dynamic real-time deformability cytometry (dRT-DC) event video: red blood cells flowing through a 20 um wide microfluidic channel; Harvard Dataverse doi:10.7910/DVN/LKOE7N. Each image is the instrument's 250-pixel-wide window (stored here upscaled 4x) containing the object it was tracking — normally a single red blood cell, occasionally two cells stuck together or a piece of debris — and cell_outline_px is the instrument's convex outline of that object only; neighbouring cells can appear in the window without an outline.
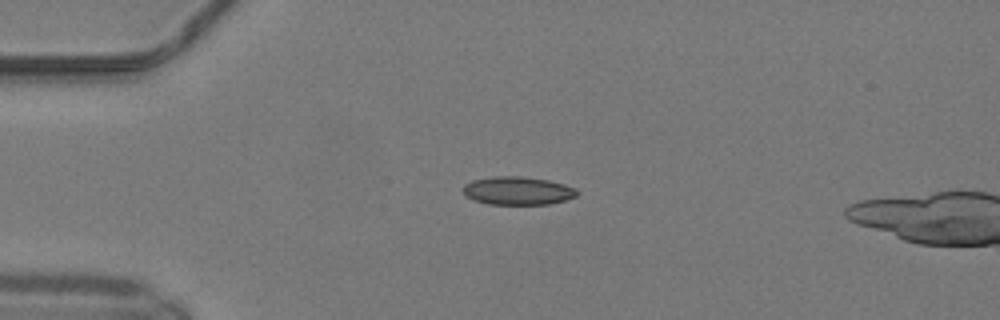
{"species": "common noctule bat (a hibernating species)", "species_latin": "Nyctalus noctula", "temperature_condition": "warm", "stored_images_in_passage": 14, "camera_frame_rate_fps": 3000, "um_per_image_px": 0.085, "animal": {"sex": "male", "body_mass_g": 19.2, "forearm_length_mm": 51.8}, "frame": {"image": 1, "passage_image": 12, "time_ms": 3.667, "image_size_px": [1000, 320], "cell_outline_px": [[580, 192], [576, 196], [564, 200], [548, 204], [488, 204], [472, 200], [460, 188], [464, 184], [472, 180], [492, 176], [520, 176], [548, 180], [564, 184], [576, 188]], "centroid_in_image_um": [43.98, 16.2], "position_along_channel_um": 41.0, "area_um2": 18.84}}